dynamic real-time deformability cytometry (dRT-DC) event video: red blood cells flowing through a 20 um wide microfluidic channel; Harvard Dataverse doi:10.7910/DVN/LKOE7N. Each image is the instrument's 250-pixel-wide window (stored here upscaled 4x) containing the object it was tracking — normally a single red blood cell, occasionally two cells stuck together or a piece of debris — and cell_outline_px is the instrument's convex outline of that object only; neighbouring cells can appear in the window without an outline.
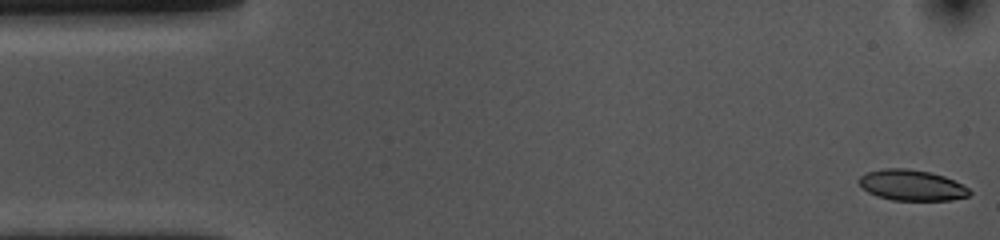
{"species": "common noctule bat (a hibernating species)", "species_latin": "Nyctalus noctula", "temperature_condition": "cold", "stored_images_in_passage": 55, "camera_frame_rate_fps": 3000, "um_per_image_px": 0.085, "animal": {"sex": "female", "body_mass_g": 10.0, "forearm_length_mm": 53.1}, "frame": {"image": 1, "passage_image": 1, "time_ms": 0.0, "image_size_px": [1000, 240], "cell_outline_px": [[972, 192], [968, 196], [952, 200], [892, 200], [876, 196], [868, 192], [856, 180], [860, 176], [868, 172], [884, 168], [904, 168], [932, 172], [944, 176], [968, 188]], "centroid_in_image_um": [77.48, 15.74], "position_along_channel_um": 7.5, "area_um2": 19.77}}
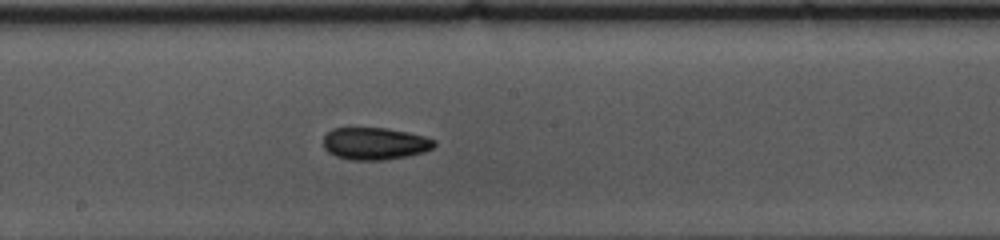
{"frame": {"image": 2, "passage_image": 28, "time_ms": 9.0, "image_size_px": [1000, 240], "cell_outline_px": [[436, 144], [432, 148], [424, 152], [408, 156], [384, 160], [352, 160], [336, 156], [328, 152], [324, 148], [324, 136], [332, 128], [388, 128], [408, 132], [424, 136], [436, 140]], "centroid_in_image_um": [31.88, 12.2], "position_along_channel_um": 216.3, "area_um2": 20.92}}
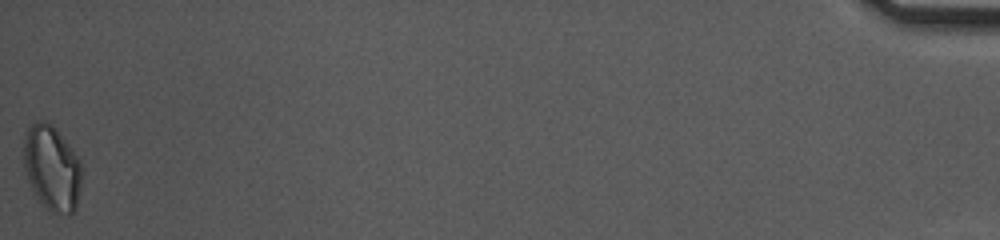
{"frame": {"image": 3, "passage_image": 55, "time_ms": 18.0, "image_size_px": [1000, 240], "cell_outline_px": [[80, 188], [76, 208], [72, 212], [48, 212], [36, 196], [28, 180], [24, 168], [24, 136], [28, 128], [36, 120], [44, 120], [52, 124], [68, 144], [80, 160]], "centroid_in_image_um": [4.39, 14.26], "position_along_channel_um": 430.8, "area_um2": 28.5}, "authors_computed_cell_mechanics": {"area_um2": 20.7502, "velocity_mm_per_s": 3.5495, "shape_relaxation_time_tau1_ms": 4.4715, "shape_relaxation_time_tau2_ms": 4.21, "deformation_change_tau1": 0.1069, "deformation_change_tau2": 0.0792}}